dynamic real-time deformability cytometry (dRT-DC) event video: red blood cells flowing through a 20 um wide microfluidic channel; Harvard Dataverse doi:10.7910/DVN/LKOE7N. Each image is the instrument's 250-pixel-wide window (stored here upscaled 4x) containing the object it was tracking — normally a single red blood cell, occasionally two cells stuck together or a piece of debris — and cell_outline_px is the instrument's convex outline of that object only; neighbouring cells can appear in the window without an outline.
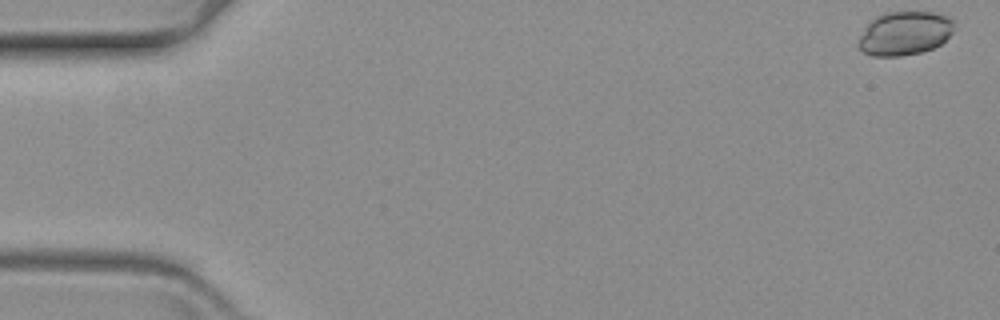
{"species": "common noctule bat (a hibernating species)", "species_latin": "Nyctalus noctula", "temperature_condition": "warm", "stored_images_in_passage": 60, "camera_frame_rate_fps": 3000, "um_per_image_px": 0.085, "animal": {"sex": "female", "body_mass_g": 19.3, "forearm_length_mm": 54.1}, "frame": {"image": 1, "passage_image": 1, "time_ms": 0.0, "image_size_px": [1000, 320], "cell_outline_px": [[956, 24], [952, 32], [940, 44], [932, 48], [920, 52], [900, 56], [872, 56], [864, 52], [856, 44], [856, 40], [868, 20], [884, 12], [932, 12], [948, 16], [956, 20]], "centroid_in_image_um": [76.85, 2.81], "position_along_channel_um": 8.1, "area_um2": 24.85}}
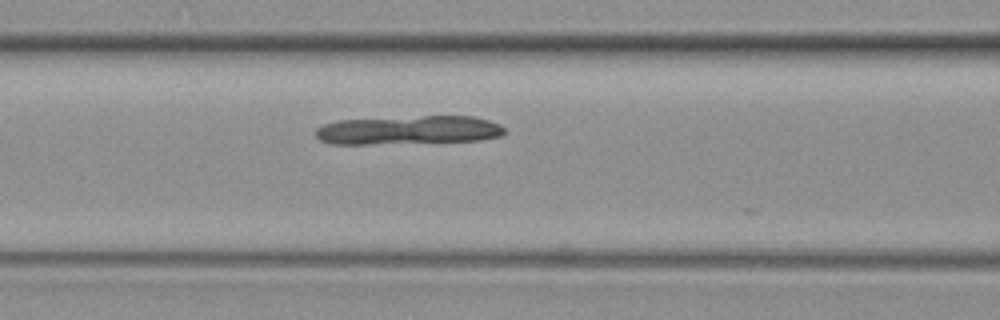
{"frame": {"image": 2, "passage_image": 25, "time_ms": 8.0, "image_size_px": [1000, 320], "cell_outline_px": [[508, 132], [500, 136], [480, 140], [368, 144], [332, 144], [320, 140], [316, 136], [316, 128], [324, 124], [336, 120], [424, 116], [476, 116], [500, 124]], "centroid_in_image_um": [34.74, 11.05], "position_along_channel_um": 131.9, "area_um2": 31.67}}
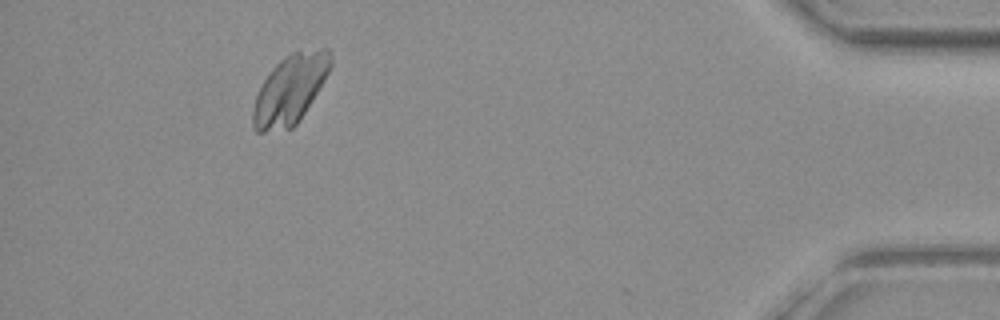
{"frame": {"image": 3, "passage_image": 55, "time_ms": 18.0, "image_size_px": [1000, 320], "cell_outline_px": [[332, 64], [324, 80], [304, 112], [296, 124], [292, 128], [264, 132], [256, 132], [252, 128], [252, 108], [256, 96], [264, 80], [272, 68], [284, 56], [292, 52], [320, 48], [328, 48], [332, 52]], "centroid_in_image_um": [24.64, 7.59], "position_along_channel_um": 410.6, "area_um2": 31.04}}